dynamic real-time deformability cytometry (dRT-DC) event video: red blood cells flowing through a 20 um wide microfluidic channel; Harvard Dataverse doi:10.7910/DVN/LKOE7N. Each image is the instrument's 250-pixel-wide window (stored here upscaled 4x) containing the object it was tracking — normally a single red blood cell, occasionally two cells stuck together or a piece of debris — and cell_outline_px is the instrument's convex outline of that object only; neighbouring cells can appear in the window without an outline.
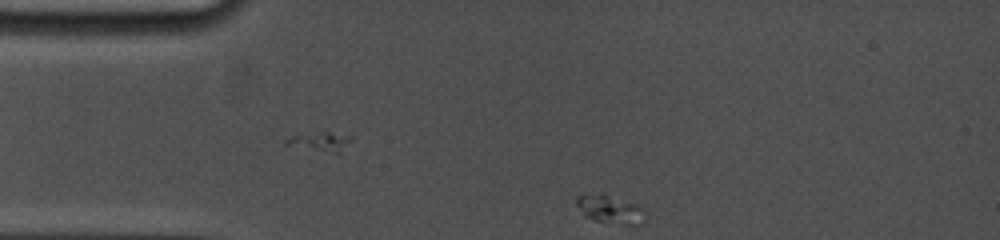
{"species": "common noctule bat (a hibernating species)", "species_latin": "Nyctalus noctula", "temperature_condition": "cold", "stored_images_in_passage": 33, "camera_frame_rate_fps": 5000, "um_per_image_px": 0.085, "animal": {"sex": "female", "body_mass_g": 19.0, "forearm_length_mm": 53.3}, "frame": {"image": 1, "passage_image": 1, "time_ms": 0.0, "image_size_px": [1000, 240], "cell_outline_px": [[644, 208], [636, 220], [632, 224], [628, 224], [596, 220], [584, 216], [576, 204], [576, 196], [600, 192], [636, 204]], "centroid_in_image_um": [51.69, 17.71], "position_along_channel_um": 33.3, "area_um2": 10.58}}